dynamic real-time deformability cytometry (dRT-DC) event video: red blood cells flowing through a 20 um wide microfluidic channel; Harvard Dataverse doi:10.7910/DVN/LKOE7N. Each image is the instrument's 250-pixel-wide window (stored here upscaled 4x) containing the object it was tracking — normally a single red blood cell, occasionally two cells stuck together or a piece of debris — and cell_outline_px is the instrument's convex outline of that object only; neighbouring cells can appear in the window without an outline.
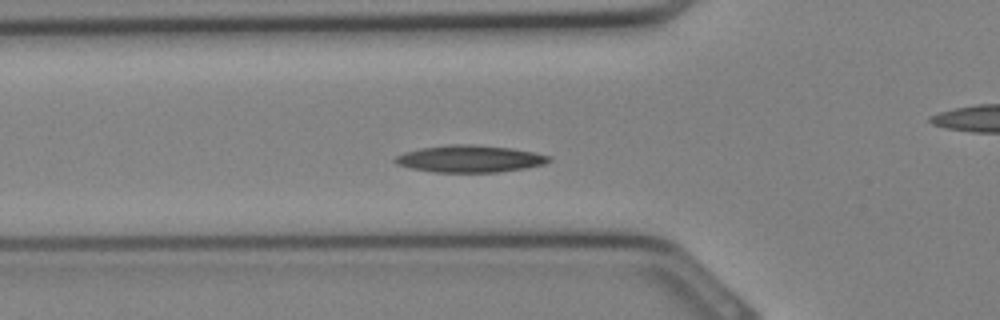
{"species": "Egyptian fruit bat (a non-hibernating species)", "species_latin": "Rousettus aegyptiacus", "temperature_condition": "cold", "stored_images_in_passage": 25, "camera_frame_rate_fps": 3000, "um_per_image_px": 0.085, "animal": {"sex": "female"}, "frame": {"image": 1, "passage_image": 3, "time_ms": 0.667, "image_size_px": [1000, 320], "cell_outline_px": [[552, 160], [544, 164], [524, 168], [496, 172], [436, 172], [412, 168], [396, 164], [392, 160], [396, 156], [404, 152], [420, 148], [448, 144], [472, 144], [512, 148], [552, 156]], "centroid_in_image_um": [39.92, 13.49], "position_along_channel_um": 85.9, "area_um2": 24.22}}
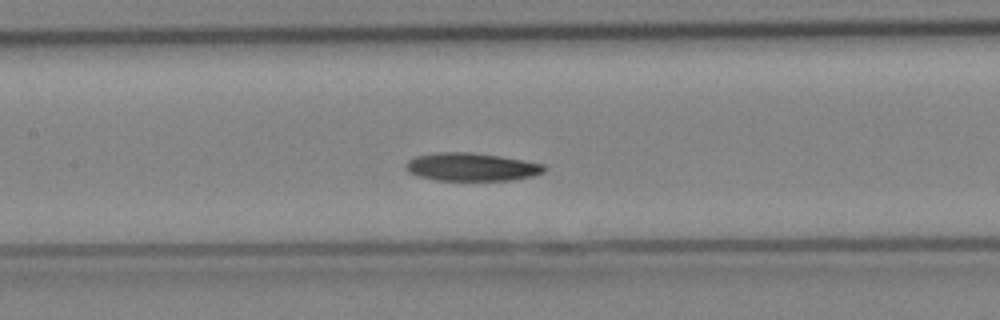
{"frame": {"image": 2, "passage_image": 7, "time_ms": 2.0, "image_size_px": [1000, 320], "cell_outline_px": [[548, 168], [544, 172], [532, 176], [512, 180], [436, 180], [420, 176], [408, 172], [404, 168], [404, 164], [408, 160], [416, 156], [436, 152], [472, 152], [500, 156], [524, 160], [544, 164]], "centroid_in_image_um": [40.08, 14.18], "position_along_channel_um": 167.3, "area_um2": 22.77}}
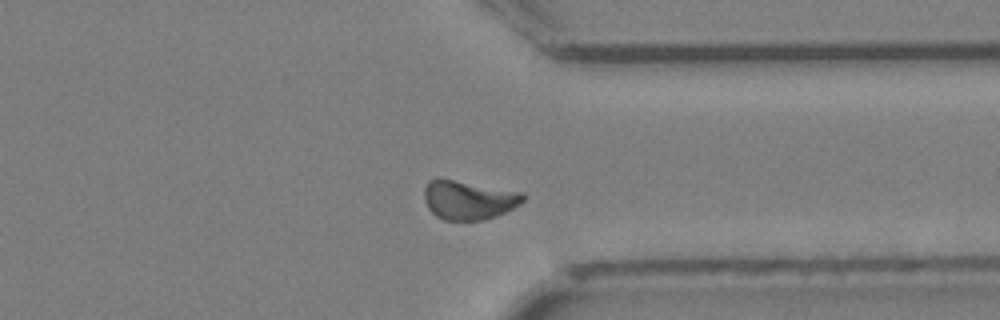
{"frame": {"image": 3, "passage_image": 17, "time_ms": 5.333, "image_size_px": [1000, 320], "cell_outline_px": [[524, 200], [520, 204], [496, 216], [480, 220], [444, 220], [436, 216], [428, 208], [424, 200], [424, 188], [428, 180], [436, 176], [440, 176], [524, 192]], "centroid_in_image_um": [39.79, 16.94], "position_along_channel_um": 371.6, "area_um2": 23.06}}